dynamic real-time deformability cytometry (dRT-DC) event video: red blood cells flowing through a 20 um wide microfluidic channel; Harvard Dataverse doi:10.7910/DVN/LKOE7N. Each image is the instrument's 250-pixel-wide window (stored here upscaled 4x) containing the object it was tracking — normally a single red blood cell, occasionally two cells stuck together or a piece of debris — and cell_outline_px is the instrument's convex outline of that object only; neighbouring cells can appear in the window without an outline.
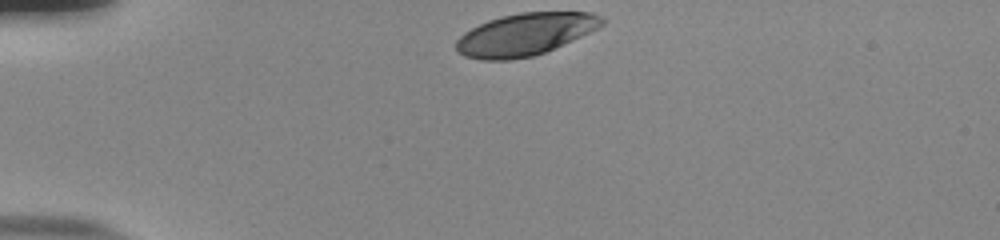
{"species": "human", "species_latin": "Homo sapiens", "temperature_condition": "room temperature", "stored_images_in_passage": 34, "camera_frame_rate_fps": 3000, "um_per_image_px": 0.085, "donor": {"sex": "male"}, "frame": {"image": 1, "passage_image": 1, "time_ms": 0.0, "image_size_px": [1000, 240], "cell_outline_px": [[608, 20], [604, 24], [572, 40], [544, 52], [532, 56], [512, 60], [480, 60], [464, 56], [456, 52], [456, 40], [464, 32], [488, 20], [500, 16], [520, 12], [592, 12], [604, 16]], "centroid_in_image_um": [44.62, 2.91], "position_along_channel_um": 40.4, "area_um2": 35.95}}
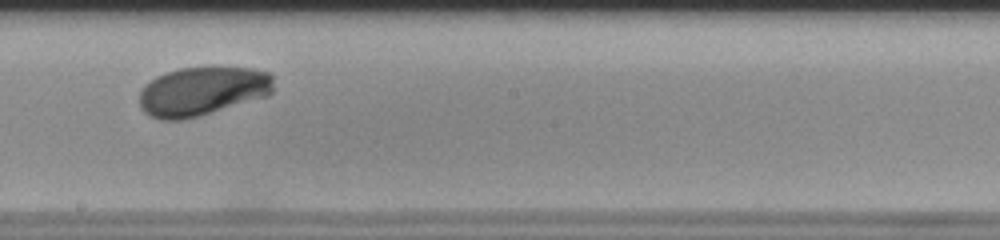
{"frame": {"image": 2, "passage_image": 20, "time_ms": 6.333, "image_size_px": [1000, 240], "cell_outline_px": [[272, 92], [268, 96], [200, 116], [184, 120], [160, 120], [148, 116], [140, 108], [140, 88], [144, 84], [156, 76], [164, 72], [180, 68], [252, 68], [272, 72]], "centroid_in_image_um": [17.17, 7.77], "position_along_channel_um": 231.0, "area_um2": 38.67}}
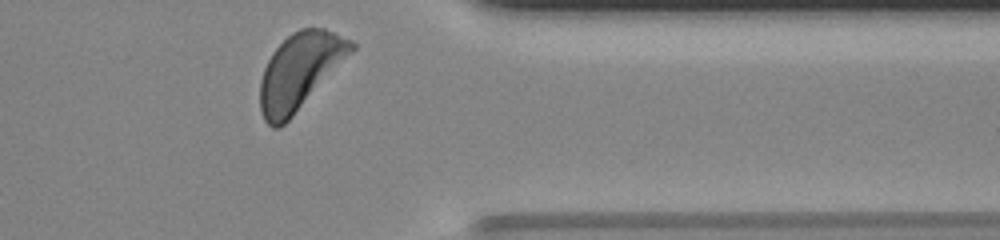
{"frame": {"image": 3, "passage_image": 33, "time_ms": 10.667, "image_size_px": [1000, 240], "cell_outline_px": [[356, 48], [292, 116], [280, 128], [272, 128], [264, 120], [260, 108], [260, 80], [264, 68], [272, 52], [292, 32], [300, 28], [324, 28], [356, 44]], "centroid_in_image_um": [25.45, 6.06], "position_along_channel_um": 386.0, "area_um2": 39.77}, "authors_computed_cell_mechanics": {"area_um2": 38.0902, "velocity_mm_per_s": 3.746, "shape_relaxation_time_tau1_ms": 2.1267, "shape_relaxation_time_tau2_ms": null, "deformation_change_tau1": 0.146, "deformation_change_tau2": null}}